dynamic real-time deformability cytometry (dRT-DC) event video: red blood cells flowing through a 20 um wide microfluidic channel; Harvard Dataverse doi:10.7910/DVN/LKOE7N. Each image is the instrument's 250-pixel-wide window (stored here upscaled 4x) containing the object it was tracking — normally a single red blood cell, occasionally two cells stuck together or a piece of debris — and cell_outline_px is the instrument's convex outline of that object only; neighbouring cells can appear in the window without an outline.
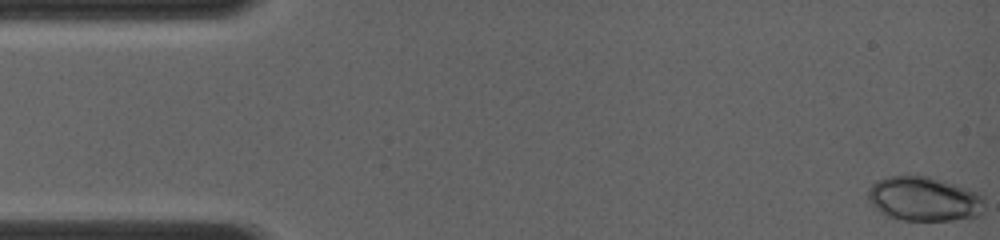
{"species": "common noctule bat (a hibernating species)", "species_latin": "Nyctalus noctula", "temperature_condition": "room temperature", "stored_images_in_passage": 4, "camera_frame_rate_fps": 4000, "um_per_image_px": 0.085, "animal": {"sex": "female", "body_mass_g": 19.0, "forearm_length_mm": 56.7}, "frame": {"image": 1, "passage_image": 1, "time_ms": 0.0, "image_size_px": [1000, 240], "cell_outline_px": [[984, 212], [980, 216], [972, 220], [896, 220], [880, 212], [868, 200], [868, 188], [876, 180], [888, 176], [928, 176], [960, 184], [984, 196]], "centroid_in_image_um": [78.61, 16.92], "position_along_channel_um": 6.4, "area_um2": 30.92}}
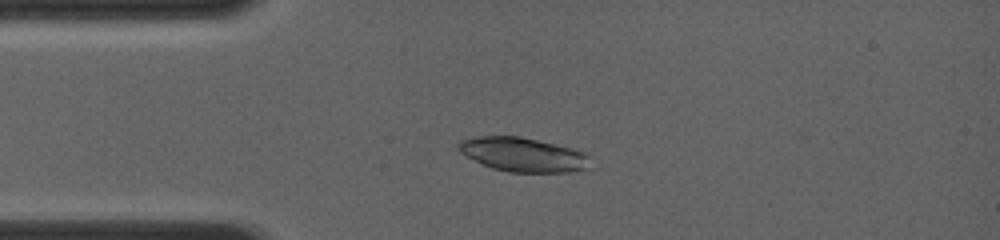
{"frame": {"image": 2, "passage_image": 4, "time_ms": 3.25, "image_size_px": [1000, 240], "cell_outline_px": [[588, 156], [584, 168], [568, 172], [508, 172], [492, 168], [460, 152], [456, 148], [456, 144], [460, 140], [480, 136], [520, 136], [572, 148], [588, 152]], "centroid_in_image_um": [44.41, 13.12], "position_along_channel_um": 40.6, "area_um2": 25.84}}